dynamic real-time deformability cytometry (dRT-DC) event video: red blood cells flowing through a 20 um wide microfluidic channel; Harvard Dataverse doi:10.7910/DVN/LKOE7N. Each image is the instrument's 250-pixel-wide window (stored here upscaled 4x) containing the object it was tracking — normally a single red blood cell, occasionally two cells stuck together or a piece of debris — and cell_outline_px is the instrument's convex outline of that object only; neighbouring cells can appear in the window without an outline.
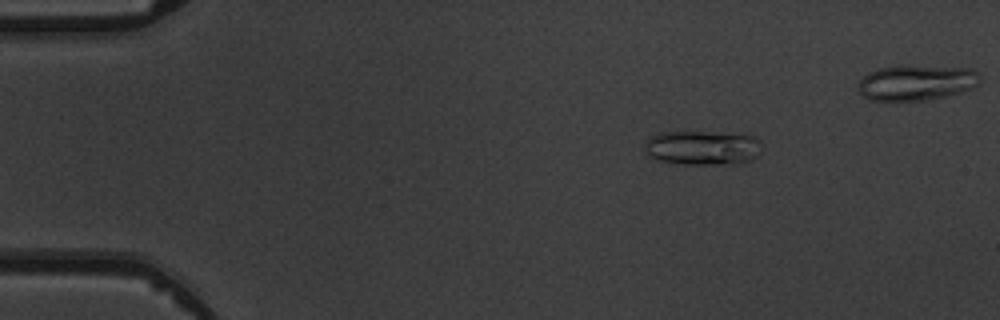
{"species": "common noctule bat (a hibernating species)", "species_latin": "Nyctalus noctula", "temperature_condition": "warm", "stored_images_in_passage": 6, "camera_frame_rate_fps": 3000, "um_per_image_px": 0.085, "animal": {"sex": "male", "body_mass_g": 19.5, "forearm_length_mm": 54.6}, "frame": {"image": 1, "passage_image": 3, "time_ms": 2.667, "image_size_px": [1000, 320], "cell_outline_px": [[760, 140], [756, 156], [752, 160], [740, 164], [684, 164], [656, 160], [644, 148], [644, 144], [652, 136], [660, 132], [704, 132], [756, 136]], "centroid_in_image_um": [59.71, 12.57], "position_along_channel_um": 25.3, "area_um2": 23.24}}